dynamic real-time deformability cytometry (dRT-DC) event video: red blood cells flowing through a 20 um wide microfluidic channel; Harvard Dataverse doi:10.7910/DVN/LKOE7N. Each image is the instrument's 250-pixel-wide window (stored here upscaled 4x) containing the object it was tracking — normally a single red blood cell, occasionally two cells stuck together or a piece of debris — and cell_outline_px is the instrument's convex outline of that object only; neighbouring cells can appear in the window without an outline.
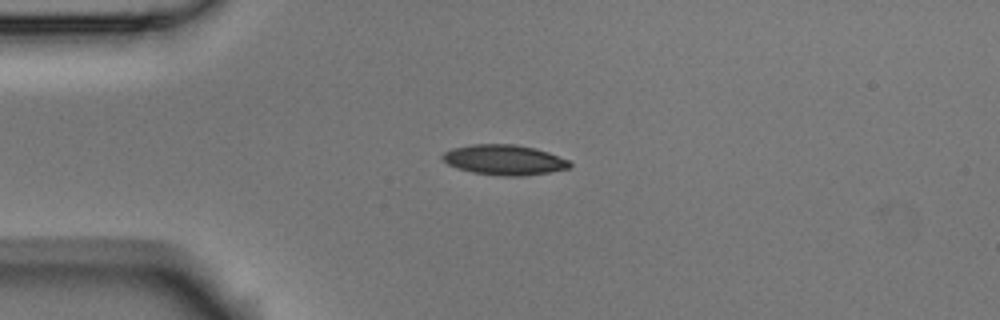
{"species": "Egyptian fruit bat (a non-hibernating species)", "species_latin": "Rousettus aegyptiacus", "temperature_condition": "room temperature", "stored_images_in_passage": 4, "camera_frame_rate_fps": 3000, "um_per_image_px": 0.085, "animal": {"sex": "male"}, "frame": {"image": 1, "passage_image": 3, "time_ms": 0.667, "image_size_px": [1000, 320], "cell_outline_px": [[572, 168], [548, 172], [520, 176], [504, 176], [472, 172], [448, 164], [440, 156], [444, 152], [452, 148], [472, 144], [516, 144], [536, 148], [548, 152], [568, 160], [572, 164]], "centroid_in_image_um": [42.88, 13.58], "position_along_channel_um": 42.1, "area_um2": 22.31}}